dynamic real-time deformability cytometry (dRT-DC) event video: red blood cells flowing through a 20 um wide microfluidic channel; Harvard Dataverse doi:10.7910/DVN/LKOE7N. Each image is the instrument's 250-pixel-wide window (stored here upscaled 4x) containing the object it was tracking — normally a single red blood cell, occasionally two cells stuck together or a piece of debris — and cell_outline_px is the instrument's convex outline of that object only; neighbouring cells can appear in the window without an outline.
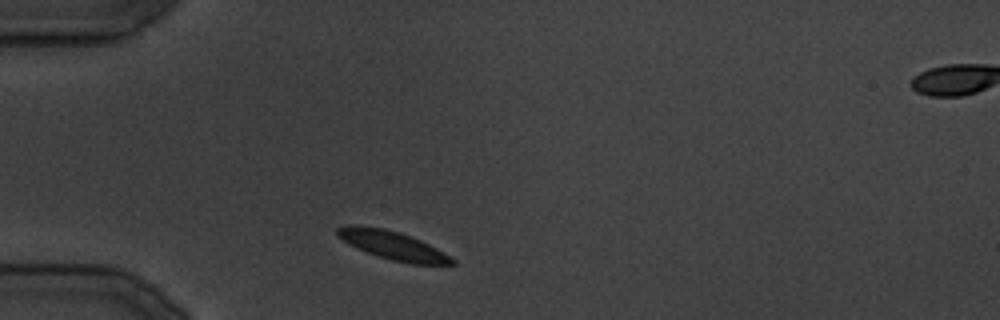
{"species": "common noctule bat (a hibernating species)", "species_latin": "Nyctalus noctula", "temperature_condition": "cold", "stored_images_in_passage": 5, "camera_frame_rate_fps": 3000, "um_per_image_px": 0.085, "animal": {"sex": "male", "body_mass_g": 19.5, "forearm_length_mm": 54.6}, "frame": {"image": 1, "passage_image": 1, "time_ms": 0.0, "image_size_px": [1000, 320], "cell_outline_px": [[456, 264], [412, 264], [392, 260], [368, 252], [348, 244], [336, 236], [336, 228], [344, 224], [360, 224], [384, 228], [400, 232], [420, 240], [436, 248], [456, 260]], "centroid_in_image_um": [33.31, 20.82], "position_along_channel_um": 51.7, "area_um2": 19.07}}